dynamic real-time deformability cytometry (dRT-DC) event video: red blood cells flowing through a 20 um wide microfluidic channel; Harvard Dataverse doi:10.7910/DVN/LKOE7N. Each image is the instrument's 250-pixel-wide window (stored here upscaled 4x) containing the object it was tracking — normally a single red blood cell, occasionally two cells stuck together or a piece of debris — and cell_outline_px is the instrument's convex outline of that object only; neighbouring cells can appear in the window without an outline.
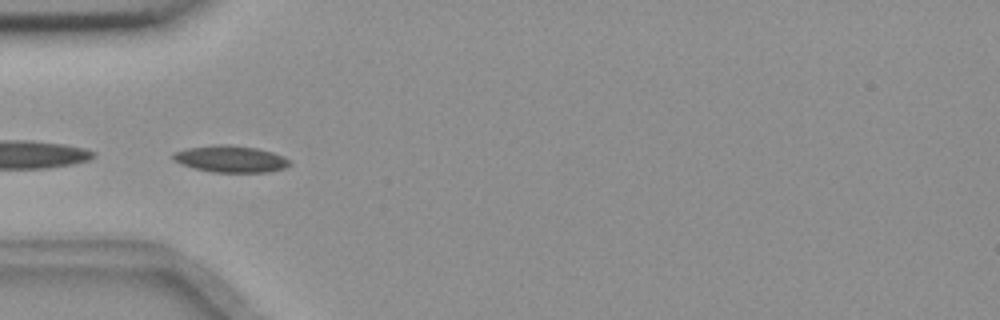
{"species": "common noctule bat (a hibernating species)", "species_latin": "Nyctalus noctula", "temperature_condition": "room temperature", "stored_images_in_passage": 8, "camera_frame_rate_fps": 3000, "um_per_image_px": 0.085, "animal": {"sex": "female", "body_mass_g": 18.4}, "frame": {"image": 1, "passage_image": 2, "time_ms": 0.333, "image_size_px": [1000, 320], "cell_outline_px": [[292, 164], [284, 168], [268, 172], [212, 172], [192, 168], [180, 164], [172, 160], [172, 152], [188, 148], [220, 144], [228, 144], [256, 148], [272, 152], [284, 156], [292, 160]], "centroid_in_image_um": [19.6, 13.51], "position_along_channel_um": 65.4, "area_um2": 18.38}}
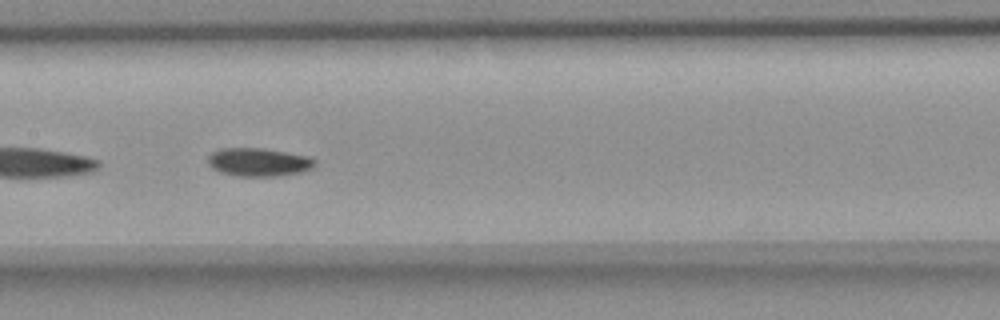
{"frame": {"image": 2, "passage_image": 5, "time_ms": 1.333, "image_size_px": [1000, 320], "cell_outline_px": [[316, 164], [312, 168], [304, 172], [276, 176], [236, 176], [220, 172], [212, 168], [208, 164], [208, 156], [212, 152], [220, 148], [264, 148], [312, 156], [316, 160]], "centroid_in_image_um": [22.02, 13.77], "position_along_channel_um": 185.4, "area_um2": 17.98}}
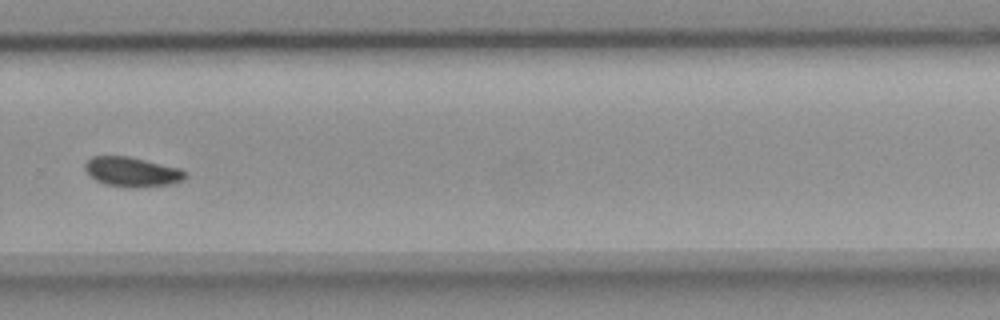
{"frame": {"image": 3, "passage_image": 8, "time_ms": 2.333, "image_size_px": [1000, 320], "cell_outline_px": [[188, 176], [184, 180], [172, 184], [140, 188], [132, 188], [104, 184], [96, 180], [84, 168], [84, 164], [92, 156], [128, 156], [180, 168], [188, 172]], "centroid_in_image_um": [11.28, 14.62], "position_along_channel_um": 318.5, "area_um2": 17.51}}